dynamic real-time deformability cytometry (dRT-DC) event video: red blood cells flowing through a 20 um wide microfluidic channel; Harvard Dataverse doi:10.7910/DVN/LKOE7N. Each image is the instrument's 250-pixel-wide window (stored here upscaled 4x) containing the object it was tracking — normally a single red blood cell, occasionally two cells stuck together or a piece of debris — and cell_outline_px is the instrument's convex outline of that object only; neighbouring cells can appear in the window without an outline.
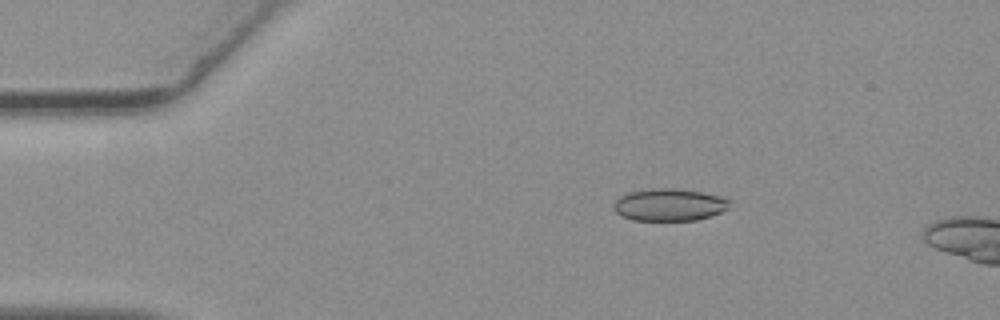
{"species": "common noctule bat (a hibernating species)", "species_latin": "Nyctalus noctula", "temperature_condition": "warm", "stored_images_in_passage": 7, "camera_frame_rate_fps": 3000, "um_per_image_px": 0.085, "animal": {"sex": "female", "body_mass_g": 19.3, "forearm_length_mm": 54.1}, "frame": {"image": 1, "passage_image": 1, "time_ms": 0.0, "image_size_px": [1000, 320], "cell_outline_px": [[728, 200], [724, 208], [720, 212], [712, 216], [696, 220], [632, 220], [620, 216], [616, 212], [612, 204], [620, 196], [628, 192], [652, 188], [676, 188], [700, 192], [720, 196]], "centroid_in_image_um": [56.8, 17.4], "position_along_channel_um": 28.2, "area_um2": 21.62}}